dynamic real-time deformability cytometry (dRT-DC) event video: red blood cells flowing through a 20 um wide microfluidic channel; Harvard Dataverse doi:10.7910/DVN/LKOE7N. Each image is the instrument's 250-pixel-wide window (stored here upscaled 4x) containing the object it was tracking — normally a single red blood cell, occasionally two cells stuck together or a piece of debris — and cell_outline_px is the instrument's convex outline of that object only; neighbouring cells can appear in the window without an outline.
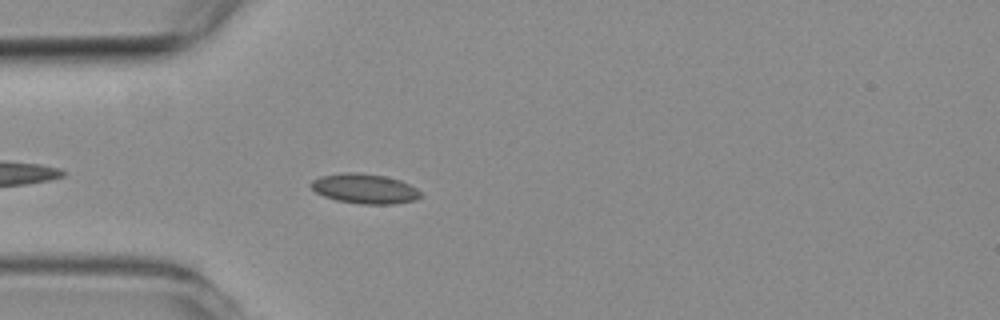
{"species": "common noctule bat (a hibernating species)", "species_latin": "Nyctalus noctula", "temperature_condition": "room temperature", "stored_images_in_passage": 3, "camera_frame_rate_fps": 3000, "um_per_image_px": 0.085, "animal": {"sex": "female", "body_mass_g": 19.3, "forearm_length_mm": 54.1}, "frame": {"image": 1, "passage_image": 3, "time_ms": 2.667, "image_size_px": [1000, 320], "cell_outline_px": [[420, 196], [412, 200], [392, 204], [360, 204], [336, 200], [324, 196], [316, 192], [308, 184], [312, 180], [320, 176], [344, 172], [360, 172], [384, 176], [400, 180], [416, 188], [420, 192]], "centroid_in_image_um": [30.94, 16.02], "position_along_channel_um": 54.1, "area_um2": 18.96}}